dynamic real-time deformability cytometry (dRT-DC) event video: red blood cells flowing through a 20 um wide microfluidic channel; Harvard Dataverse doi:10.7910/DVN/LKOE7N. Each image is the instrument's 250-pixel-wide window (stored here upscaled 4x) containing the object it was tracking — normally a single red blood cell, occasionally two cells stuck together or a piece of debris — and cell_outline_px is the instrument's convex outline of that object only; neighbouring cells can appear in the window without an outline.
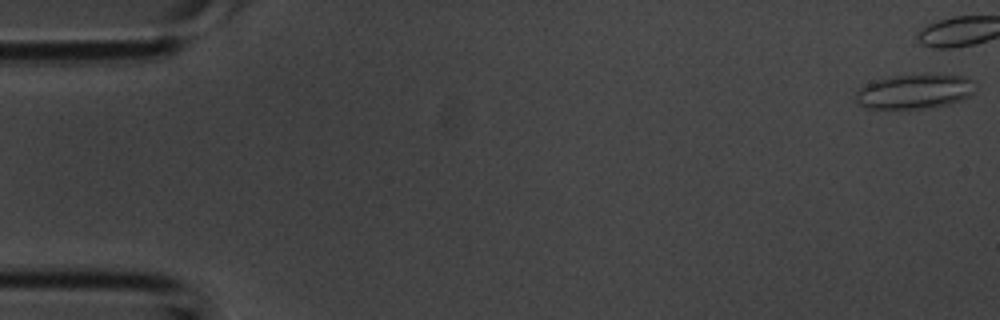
{"species": "common noctule bat (a hibernating species)", "species_latin": "Nyctalus noctula", "temperature_condition": "room temperature", "stored_images_in_passage": 7, "camera_frame_rate_fps": 3000, "um_per_image_px": 0.085, "animal": {"sex": "male", "body_mass_g": 20.1, "forearm_length_mm": 53.5}, "frame": {"image": 1, "passage_image": 1, "time_ms": 0.0, "image_size_px": [1000, 320], "cell_outline_px": [[976, 92], [960, 100], [948, 104], [932, 108], [864, 108], [856, 100], [856, 92], [860, 88], [876, 80], [892, 76], [928, 72], [964, 76], [976, 80]], "centroid_in_image_um": [77.84, 7.74], "position_along_channel_um": 7.2, "area_um2": 24.68}}